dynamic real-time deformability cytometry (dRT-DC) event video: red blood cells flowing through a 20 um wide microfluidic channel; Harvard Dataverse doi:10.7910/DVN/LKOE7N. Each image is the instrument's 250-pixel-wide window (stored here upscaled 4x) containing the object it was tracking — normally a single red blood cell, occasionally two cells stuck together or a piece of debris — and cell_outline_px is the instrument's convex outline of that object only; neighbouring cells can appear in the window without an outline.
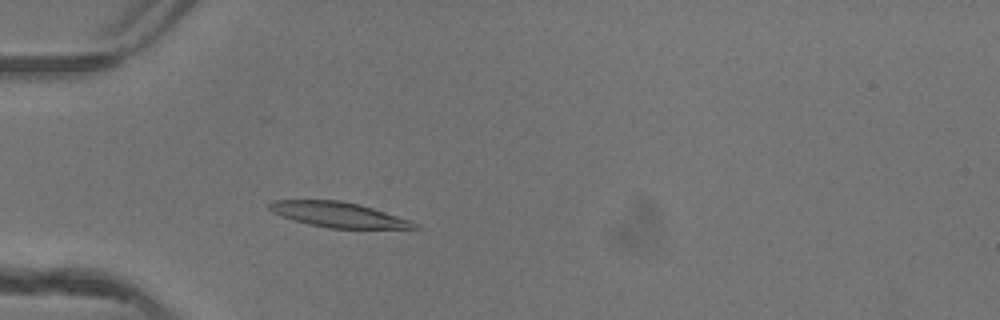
{"species": "common noctule bat (a hibernating species)", "species_latin": "Nyctalus noctula", "temperature_condition": "warm", "stored_images_in_passage": 40, "camera_frame_rate_fps": 3000, "um_per_image_px": 0.085, "animal": {"sex": "female"}, "frame": {"image": 1, "passage_image": 5, "time_ms": 1.333, "image_size_px": [1000, 320], "cell_outline_px": [[420, 228], [328, 228], [308, 224], [280, 216], [272, 212], [268, 208], [268, 204], [272, 200], [340, 200], [360, 204], [412, 220], [420, 224]], "centroid_in_image_um": [28.77, 18.24], "position_along_channel_um": 56.2, "area_um2": 21.39}}
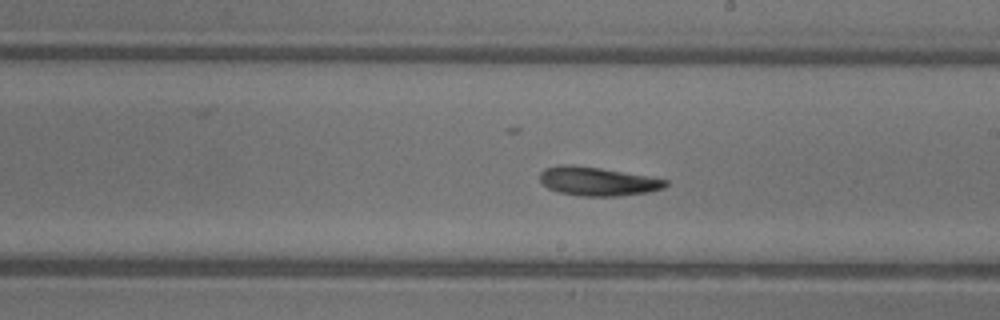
{"frame": {"image": 2, "passage_image": 19, "time_ms": 6.0, "image_size_px": [1000, 320], "cell_outline_px": [[668, 184], [664, 188], [648, 192], [620, 196], [580, 196], [560, 192], [548, 188], [540, 180], [540, 172], [544, 168], [560, 164], [572, 164], [600, 168], [648, 176], [668, 180]], "centroid_in_image_um": [50.79, 15.41], "position_along_channel_um": 238.2, "area_um2": 21.1}}
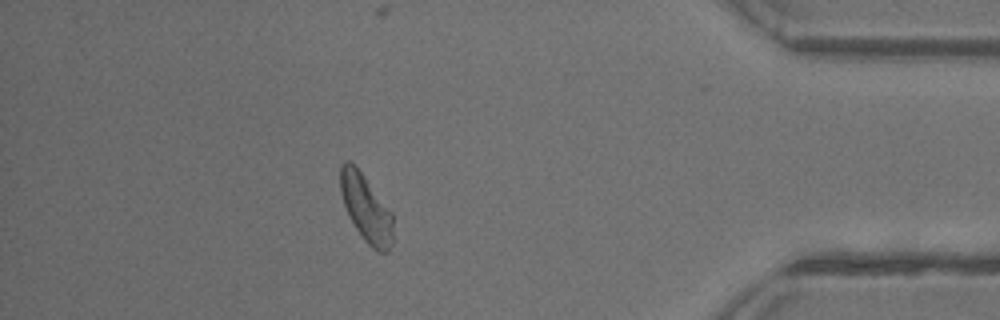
{"frame": {"image": 3, "passage_image": 34, "time_ms": 11.0, "image_size_px": [1000, 320], "cell_outline_px": [[392, 244], [388, 252], [376, 252], [364, 240], [348, 216], [340, 192], [340, 164], [344, 160], [348, 160], [360, 172], [392, 212]], "centroid_in_image_um": [31.1, 17.73], "position_along_channel_um": 404.1, "area_um2": 20.4}, "authors_computed_cell_mechanics": {"area_um2": 21.0103, "velocity_mm_per_s": 4.1103, "shape_relaxation_time_tau1_ms": 5.3817, "shape_relaxation_time_tau2_ms": null, "deformation_change_tau1": 0.1773, "deformation_change_tau2": null}}